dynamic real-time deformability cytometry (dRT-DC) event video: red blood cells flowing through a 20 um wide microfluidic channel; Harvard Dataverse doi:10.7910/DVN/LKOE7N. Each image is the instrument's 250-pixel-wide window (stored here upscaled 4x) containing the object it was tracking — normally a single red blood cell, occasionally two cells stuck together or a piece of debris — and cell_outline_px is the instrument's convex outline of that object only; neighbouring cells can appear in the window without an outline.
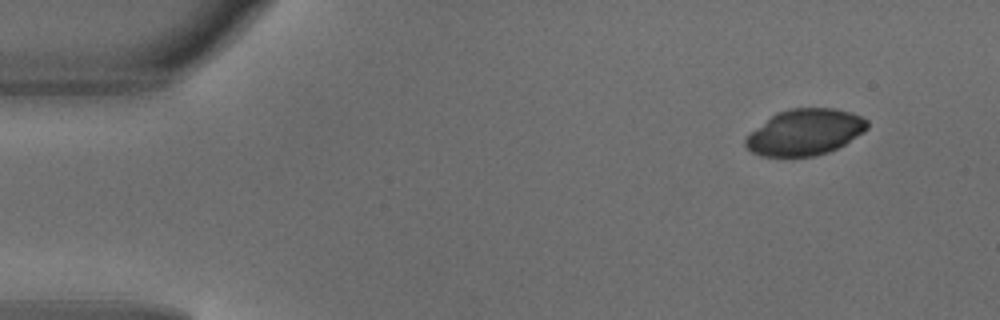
{"species": "common noctule bat (a hibernating species)", "species_latin": "Nyctalus noctula", "temperature_condition": "warm", "stored_images_in_passage": 3, "camera_frame_rate_fps": 3000, "um_per_image_px": 0.085, "animal": {"sex": "male", "body_mass_g": 18.8}, "frame": {"image": 1, "passage_image": 1, "time_ms": 0.0, "image_size_px": [1000, 320], "cell_outline_px": [[868, 128], [864, 132], [844, 144], [828, 152], [816, 156], [760, 156], [752, 152], [744, 144], [744, 140], [752, 132], [776, 112], [788, 108], [832, 108], [852, 112], [868, 120]], "centroid_in_image_um": [68.44, 11.23], "position_along_channel_um": 16.6, "area_um2": 32.54}}